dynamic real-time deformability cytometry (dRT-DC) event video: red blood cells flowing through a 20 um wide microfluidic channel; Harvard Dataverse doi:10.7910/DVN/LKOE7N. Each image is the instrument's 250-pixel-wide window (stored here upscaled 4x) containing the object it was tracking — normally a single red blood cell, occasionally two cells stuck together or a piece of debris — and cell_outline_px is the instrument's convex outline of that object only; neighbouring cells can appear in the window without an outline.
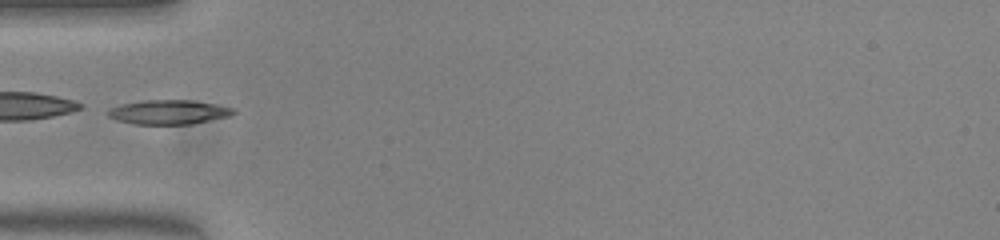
{"species": "common noctule bat (a hibernating species)", "species_latin": "Nyctalus noctula", "temperature_condition": "warm", "stored_images_in_passage": 34, "camera_frame_rate_fps": 3000, "um_per_image_px": 0.085, "animal": {"sex": "female", "body_mass_g": 23.0, "forearm_length_mm": 53.4}, "frame": {"image": 1, "passage_image": 1, "time_ms": 0.0, "image_size_px": [1000, 240], "cell_outline_px": [[236, 112], [228, 116], [192, 124], [136, 124], [116, 120], [108, 116], [108, 108], [120, 104], [144, 100], [188, 100], [236, 108]], "centroid_in_image_um": [14.3, 9.53], "position_along_channel_um": 70.7, "area_um2": 17.69}}
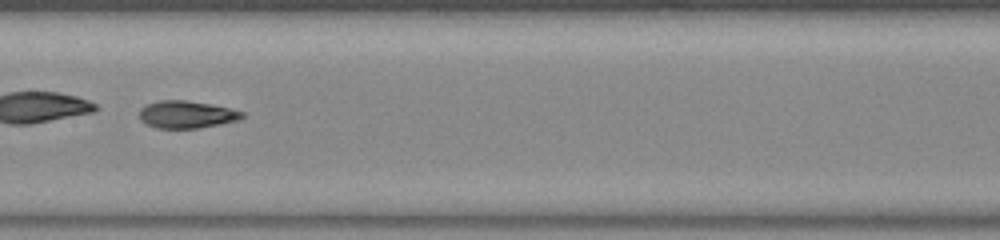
{"frame": {"image": 2, "passage_image": 10, "time_ms": 3.0, "image_size_px": [1000, 240], "cell_outline_px": [[244, 116], [240, 120], [196, 128], [156, 128], [140, 120], [140, 108], [148, 104], [160, 100], [184, 100], [208, 104], [228, 108], [244, 112]], "centroid_in_image_um": [15.85, 9.73], "position_along_channel_um": 191.6, "area_um2": 16.13}, "authors_computed_cell_mechanics": {"area_um2": 17.0799, "velocity_mm_per_s": 4.0044, "shape_relaxation_time_tau1_ms": 9.6318, "shape_relaxation_time_tau2_ms": 1.6812, "deformation_change_tau1": 0.2768, "deformation_change_tau2": 0.072}}